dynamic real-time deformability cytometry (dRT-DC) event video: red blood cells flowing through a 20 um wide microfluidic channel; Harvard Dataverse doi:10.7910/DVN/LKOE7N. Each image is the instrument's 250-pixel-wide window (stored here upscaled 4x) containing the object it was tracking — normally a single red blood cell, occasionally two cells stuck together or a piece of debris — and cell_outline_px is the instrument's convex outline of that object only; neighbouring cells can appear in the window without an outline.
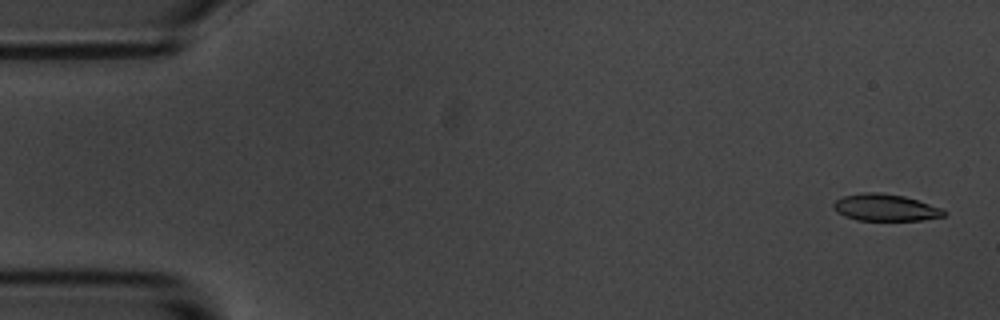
{"species": "common noctule bat (a hibernating species)", "species_latin": "Nyctalus noctula", "temperature_condition": "room temperature", "stored_images_in_passage": 5, "camera_frame_rate_fps": 3000, "um_per_image_px": 0.085, "animal": {"sex": "male", "body_mass_g": 20.1, "forearm_length_mm": 53.5}, "frame": {"image": 1, "passage_image": 1, "time_ms": 0.0, "image_size_px": [1000, 320], "cell_outline_px": [[948, 212], [944, 216], [920, 220], [856, 220], [844, 216], [836, 212], [832, 208], [832, 204], [836, 200], [844, 196], [864, 192], [880, 192], [904, 196], [940, 208]], "centroid_in_image_um": [75.2, 17.64], "position_along_channel_um": 9.8, "area_um2": 17.22}}
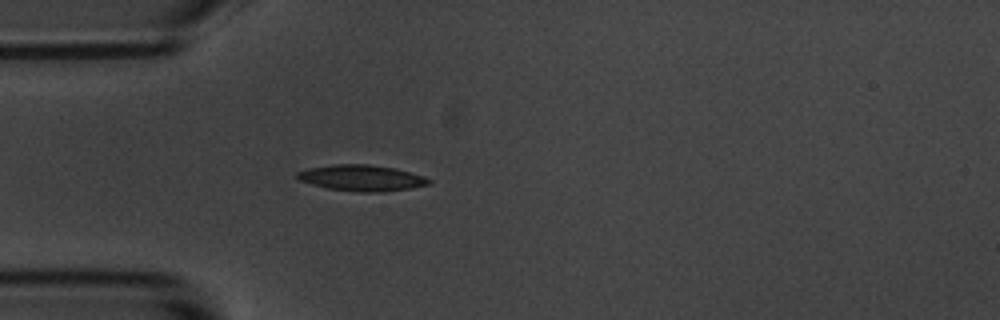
{"frame": {"image": 2, "passage_image": 5, "time_ms": 4.667, "image_size_px": [1000, 320], "cell_outline_px": [[432, 184], [408, 188], [380, 192], [356, 192], [328, 188], [312, 184], [300, 180], [296, 176], [296, 172], [308, 168], [332, 164], [368, 164], [396, 168], [424, 176], [432, 180]], "centroid_in_image_um": [30.75, 15.12], "position_along_channel_um": 54.2, "area_um2": 20.0}}